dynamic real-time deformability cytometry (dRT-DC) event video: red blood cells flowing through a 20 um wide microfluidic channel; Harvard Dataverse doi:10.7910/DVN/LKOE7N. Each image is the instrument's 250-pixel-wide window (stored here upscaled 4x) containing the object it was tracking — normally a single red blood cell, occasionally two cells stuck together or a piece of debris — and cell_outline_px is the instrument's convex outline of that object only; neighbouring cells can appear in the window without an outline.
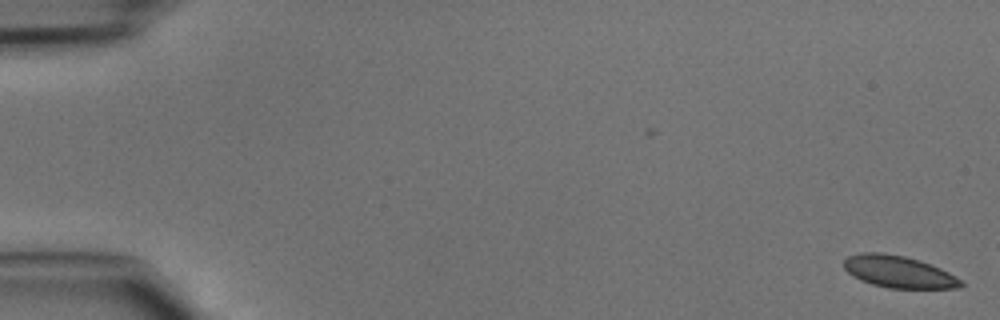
{"species": "common noctule bat (a hibernating species)", "species_latin": "Nyctalus noctula", "temperature_condition": "cold", "stored_images_in_passage": 9, "camera_frame_rate_fps": 3000, "um_per_image_px": 0.085, "animal": {"sex": "male", "body_mass_g": 15.6}, "frame": {"image": 1, "passage_image": 1, "time_ms": 0.0, "image_size_px": [1000, 320], "cell_outline_px": [[964, 284], [960, 288], [888, 288], [872, 284], [860, 280], [852, 276], [844, 268], [844, 260], [848, 256], [860, 252], [880, 252], [904, 256], [920, 260], [940, 268], [948, 272], [960, 280]], "centroid_in_image_um": [76.35, 23.09], "position_along_channel_um": 8.6, "area_um2": 21.79}}